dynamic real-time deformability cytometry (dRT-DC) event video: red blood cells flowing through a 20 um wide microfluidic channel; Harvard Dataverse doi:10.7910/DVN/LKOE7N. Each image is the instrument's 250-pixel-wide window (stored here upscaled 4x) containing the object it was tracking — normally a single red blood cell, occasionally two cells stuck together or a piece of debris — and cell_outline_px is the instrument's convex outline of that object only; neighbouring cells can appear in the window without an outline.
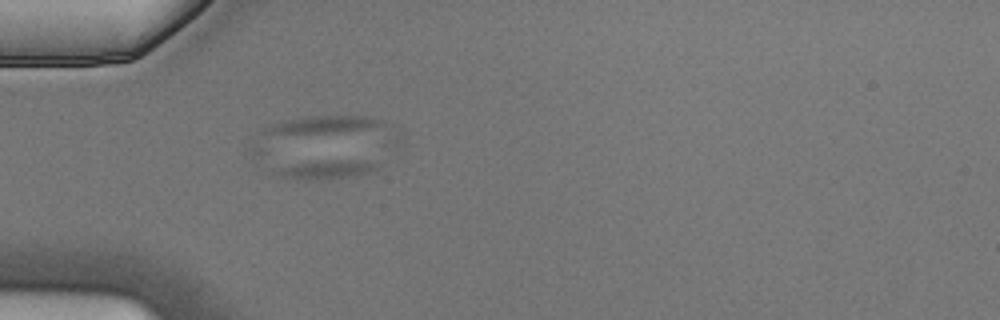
{"species": "Egyptian fruit bat (a non-hibernating species)", "species_latin": "Rousettus aegyptiacus", "temperature_condition": "cold", "stored_images_in_passage": 2, "camera_frame_rate_fps": 3000, "um_per_image_px": 0.085, "animal": {"sex": "male"}, "frame": {"image": 1, "passage_image": 2, "time_ms": 0.333, "image_size_px": [1000, 320], "cell_outline_px": [[380, 164], [372, 172], [356, 176], [312, 180], [304, 180], [280, 176], [272, 168], [296, 164], [332, 160], [356, 160]], "centroid_in_image_um": [27.74, 14.42], "position_along_channel_um": 57.3, "area_um2": 10.87}}